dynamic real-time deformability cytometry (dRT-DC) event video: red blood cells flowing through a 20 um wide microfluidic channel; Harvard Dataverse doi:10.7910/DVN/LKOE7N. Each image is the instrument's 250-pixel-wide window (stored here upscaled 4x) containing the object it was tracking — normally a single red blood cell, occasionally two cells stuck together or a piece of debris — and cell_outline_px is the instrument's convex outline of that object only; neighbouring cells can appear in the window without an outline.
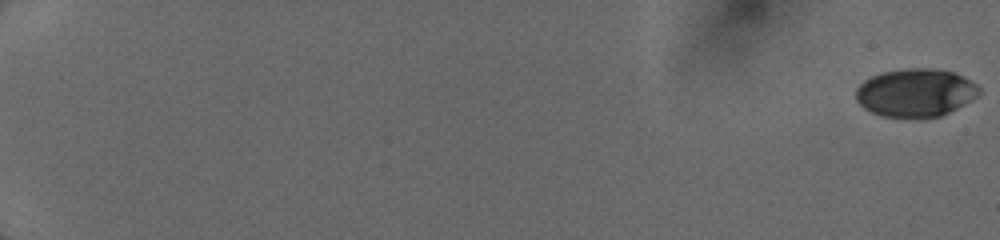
{"species": "human", "species_latin": "Homo sapiens", "temperature_condition": "cold", "stored_images_in_passage": 11, "camera_frame_rate_fps": 3000, "um_per_image_px": 0.085, "donor": {"sex": "female"}, "frame": {"image": 1, "passage_image": 1, "time_ms": 0.0, "image_size_px": [1000, 240], "cell_outline_px": [[980, 92], [972, 100], [940, 116], [884, 116], [872, 112], [864, 108], [856, 100], [856, 88], [864, 80], [872, 76], [884, 72], [908, 68], [928, 68], [952, 72], [976, 84], [980, 88]], "centroid_in_image_um": [77.8, 7.86], "position_along_channel_um": 7.2, "area_um2": 33.81}}